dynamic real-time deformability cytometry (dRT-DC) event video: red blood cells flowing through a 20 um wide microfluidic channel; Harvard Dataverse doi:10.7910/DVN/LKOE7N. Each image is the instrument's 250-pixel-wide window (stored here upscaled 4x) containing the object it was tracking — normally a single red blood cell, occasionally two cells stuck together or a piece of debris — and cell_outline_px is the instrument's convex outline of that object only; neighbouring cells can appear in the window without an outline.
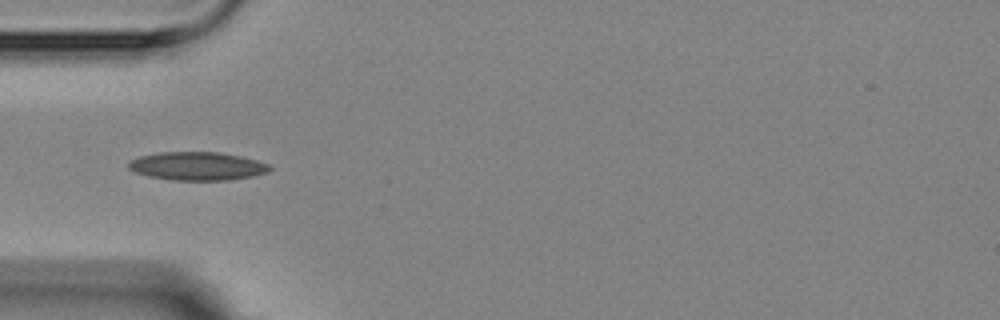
{"species": "Egyptian fruit bat (a non-hibernating species)", "species_latin": "Rousettus aegyptiacus", "temperature_condition": "room temperature", "stored_images_in_passage": 7, "camera_frame_rate_fps": 3000, "um_per_image_px": 0.085, "animal": {"sex": "female"}, "frame": {"image": 1, "passage_image": 5, "time_ms": 4.667, "image_size_px": [1000, 320], "cell_outline_px": [[272, 168], [268, 172], [252, 176], [228, 180], [172, 180], [148, 176], [136, 172], [128, 168], [128, 160], [140, 156], [160, 152], [220, 152], [240, 156], [256, 160], [268, 164]], "centroid_in_image_um": [16.75, 14.11], "position_along_channel_um": 68.2, "area_um2": 23.29}}
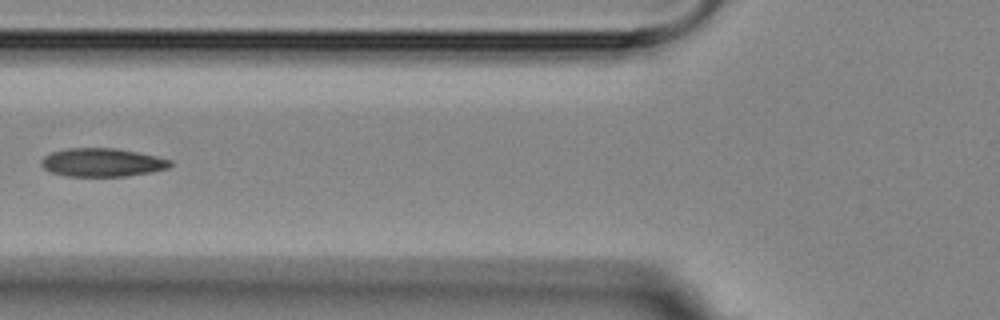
{"frame": {"image": 2, "passage_image": 6, "time_ms": 6.0, "image_size_px": [1000, 320], "cell_outline_px": [[172, 164], [168, 168], [152, 172], [124, 176], [68, 176], [52, 172], [44, 168], [40, 164], [40, 160], [44, 156], [52, 152], [68, 148], [116, 148], [156, 156], [172, 160]], "centroid_in_image_um": [8.68, 13.8], "position_along_channel_um": 117.1, "area_um2": 21.27}}
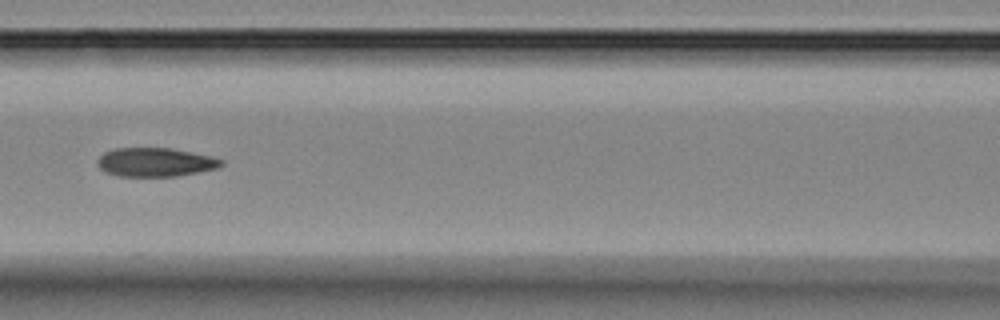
{"frame": {"image": 3, "passage_image": 7, "time_ms": 7.0, "image_size_px": [1000, 320], "cell_outline_px": [[224, 164], [216, 168], [176, 176], [120, 176], [104, 172], [96, 164], [96, 160], [104, 152], [116, 148], [172, 148], [212, 156], [224, 160]], "centroid_in_image_um": [13.18, 13.78], "position_along_channel_um": 153.4, "area_um2": 20.81}}